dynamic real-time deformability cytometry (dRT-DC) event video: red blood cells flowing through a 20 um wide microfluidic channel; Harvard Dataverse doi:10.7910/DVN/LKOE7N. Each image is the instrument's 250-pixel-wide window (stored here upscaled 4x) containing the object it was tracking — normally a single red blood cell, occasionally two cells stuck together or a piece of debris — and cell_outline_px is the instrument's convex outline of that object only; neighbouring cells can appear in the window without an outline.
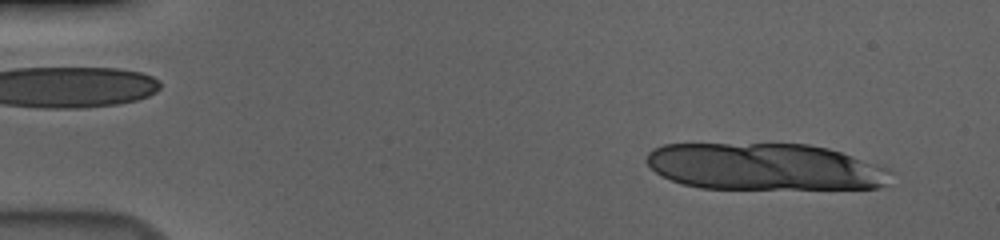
{"species": "human", "species_latin": "Homo sapiens", "temperature_condition": "cold", "stored_images_in_passage": 15, "camera_frame_rate_fps": 3000, "um_per_image_px": 0.085, "donor": {"sex": "male"}, "frame": {"image": 1, "passage_image": 4, "time_ms": 1.0, "image_size_px": [1000, 240], "cell_outline_px": [[892, 172], [888, 184], [876, 188], [700, 188], [684, 184], [660, 176], [644, 160], [648, 152], [652, 148], [664, 144], [808, 144], [828, 148], [888, 168]], "centroid_in_image_um": [64.97, 14.17], "position_along_channel_um": 20.0, "area_um2": 66.64}}